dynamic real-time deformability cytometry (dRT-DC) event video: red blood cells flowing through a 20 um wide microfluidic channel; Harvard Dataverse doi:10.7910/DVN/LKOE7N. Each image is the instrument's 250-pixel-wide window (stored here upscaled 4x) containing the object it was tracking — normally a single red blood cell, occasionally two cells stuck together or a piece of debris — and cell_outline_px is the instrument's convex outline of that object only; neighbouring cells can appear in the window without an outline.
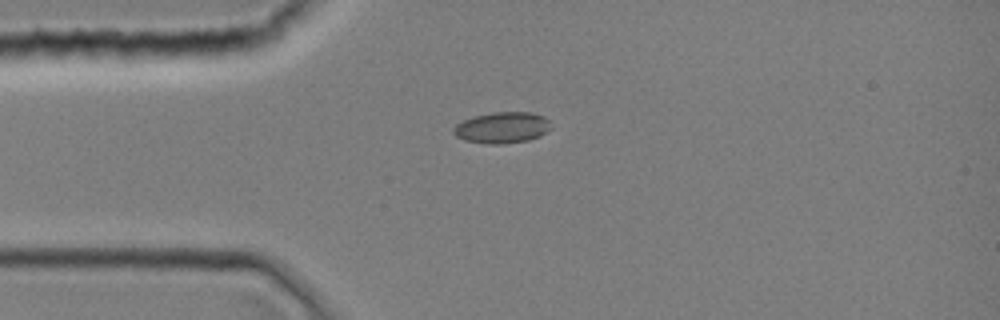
{"species": "common noctule bat (a hibernating species)", "species_latin": "Nyctalus noctula", "temperature_condition": "room temperature", "stored_images_in_passage": 1, "camera_frame_rate_fps": 3000, "um_per_image_px": 0.085, "animal": {"sex": "female", "body_mass_g": 19.0, "forearm_length_mm": 51.5}, "frame": {"image": 1, "passage_image": 1, "time_ms": 0.0, "image_size_px": [1000, 320], "cell_outline_px": [[552, 128], [540, 136], [528, 140], [500, 144], [488, 144], [464, 140], [456, 136], [452, 132], [452, 128], [456, 124], [464, 120], [476, 116], [492, 112], [532, 112], [544, 116], [548, 120]], "centroid_in_image_um": [42.69, 10.84], "position_along_channel_um": 42.3, "area_um2": 17.74}}